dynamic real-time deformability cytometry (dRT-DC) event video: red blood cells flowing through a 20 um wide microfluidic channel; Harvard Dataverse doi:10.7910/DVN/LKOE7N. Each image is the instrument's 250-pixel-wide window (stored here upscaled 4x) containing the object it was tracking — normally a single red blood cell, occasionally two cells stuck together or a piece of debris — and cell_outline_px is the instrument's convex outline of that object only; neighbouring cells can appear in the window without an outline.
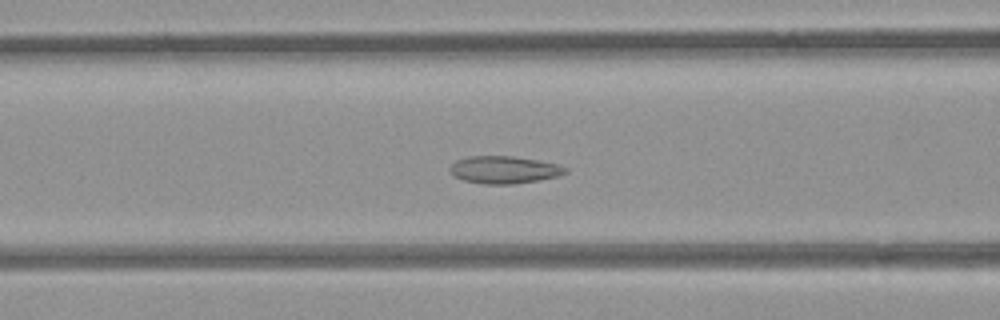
{"species": "common noctule bat (a hibernating species)", "species_latin": "Nyctalus noctula", "temperature_condition": "room temperature", "stored_images_in_passage": 43, "camera_frame_rate_fps": 3000, "um_per_image_px": 0.085, "animal": {"sex": "female", "body_mass_g": 21.9}, "frame": {"image": 1, "passage_image": 11, "time_ms": 3.333, "image_size_px": [1000, 320], "cell_outline_px": [[568, 172], [560, 176], [540, 180], [512, 184], [480, 184], [464, 180], [452, 176], [448, 168], [456, 160], [468, 156], [512, 156], [560, 164], [568, 168]], "centroid_in_image_um": [42.86, 14.43], "position_along_channel_um": 123.7, "area_um2": 18.73}}
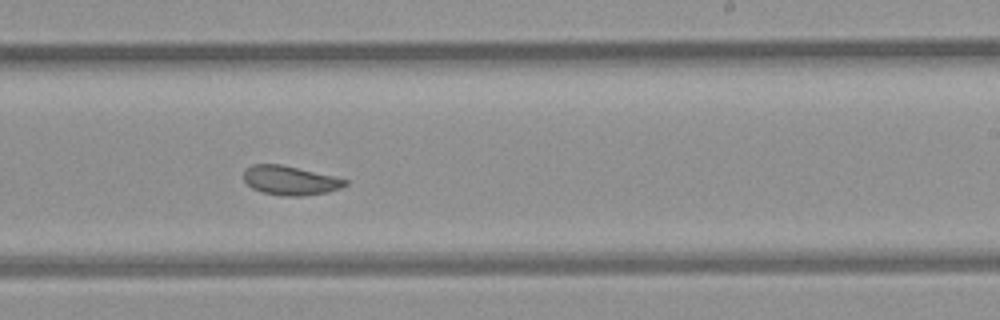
{"frame": {"image": 2, "passage_image": 22, "time_ms": 7.0, "image_size_px": [1000, 320], "cell_outline_px": [[348, 184], [340, 188], [328, 192], [304, 196], [280, 196], [264, 192], [252, 188], [244, 180], [244, 172], [252, 164], [280, 164], [336, 176], [348, 180]], "centroid_in_image_um": [24.7, 15.34], "position_along_channel_um": 264.3, "area_um2": 17.28}}
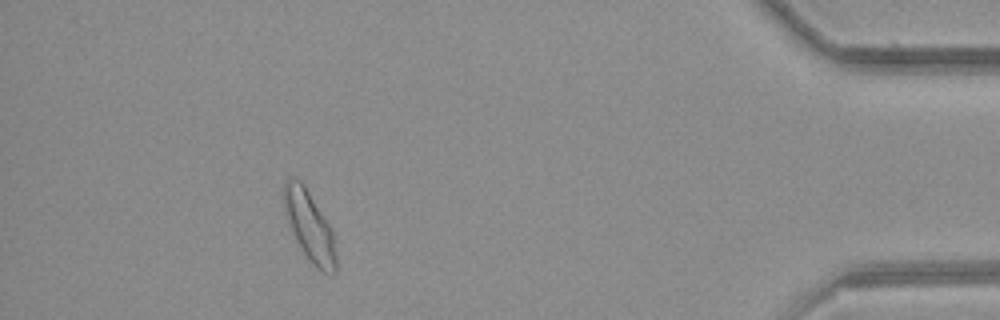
{"frame": {"image": 3, "passage_image": 38, "time_ms": 12.333, "image_size_px": [1000, 320], "cell_outline_px": [[336, 272], [332, 276], [316, 268], [308, 260], [296, 240], [288, 224], [284, 212], [280, 192], [284, 180], [288, 176], [300, 180], [308, 192], [328, 224], [332, 232], [336, 252]], "centroid_in_image_um": [26.24, 19.21], "position_along_channel_um": 409.0, "area_um2": 21.5}, "authors_computed_cell_mechanics": {"area_um2": 18.4382, "velocity_mm_per_s": 3.8388, "shape_relaxation_time_tau1_ms": null, "shape_relaxation_time_tau2_ms": 3.0982, "deformation_change_tau1": null, "deformation_change_tau2": 0.0684}}